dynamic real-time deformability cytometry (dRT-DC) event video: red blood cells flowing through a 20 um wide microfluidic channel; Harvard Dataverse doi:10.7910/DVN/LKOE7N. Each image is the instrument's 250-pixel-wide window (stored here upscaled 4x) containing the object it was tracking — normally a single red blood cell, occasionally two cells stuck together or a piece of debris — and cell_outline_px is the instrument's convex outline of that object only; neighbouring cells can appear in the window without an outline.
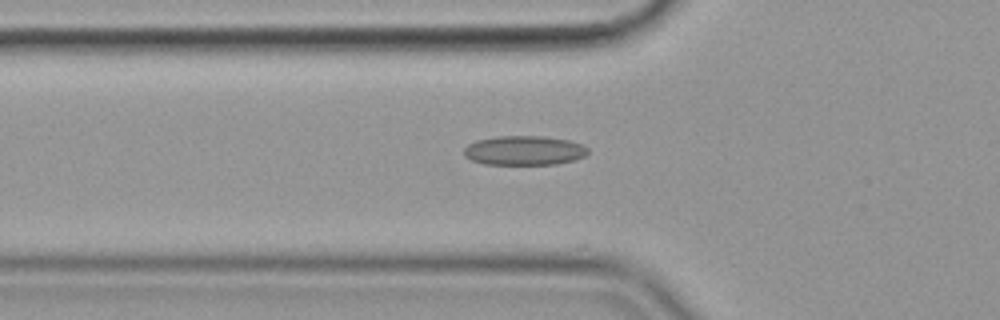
{"species": "common noctule bat (a hibernating species)", "species_latin": "Nyctalus noctula", "temperature_condition": "cold", "stored_images_in_passage": 23, "camera_frame_rate_fps": 3000, "um_per_image_px": 0.085, "animal": {"sex": "female", "body_mass_g": 19.9}, "frame": {"image": 1, "passage_image": 19, "time_ms": 6.0, "image_size_px": [1000, 320], "cell_outline_px": [[588, 152], [584, 156], [572, 160], [556, 164], [484, 164], [472, 160], [464, 156], [464, 148], [468, 144], [476, 140], [496, 136], [544, 136], [568, 140], [584, 144], [588, 148]], "centroid_in_image_um": [44.55, 12.78], "position_along_channel_um": 81.3, "area_um2": 21.27}}
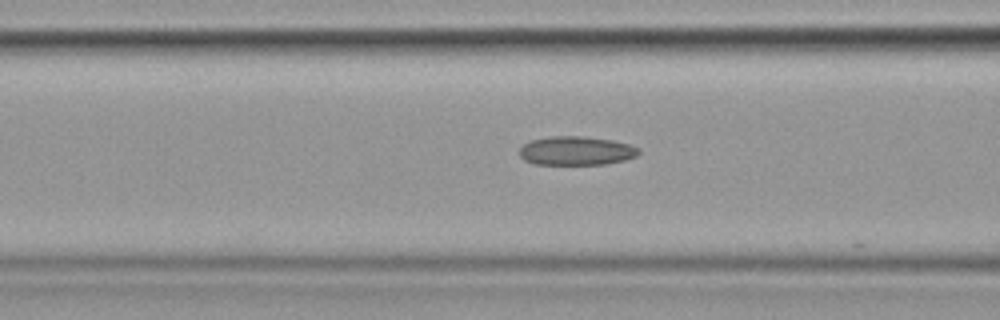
{"frame": {"image": 2, "passage_image": 22, "time_ms": 7.0, "image_size_px": [1000, 320], "cell_outline_px": [[640, 152], [636, 156], [624, 160], [604, 164], [536, 164], [524, 160], [520, 156], [520, 148], [524, 144], [532, 140], [552, 136], [584, 136], [612, 140], [628, 144], [640, 148]], "centroid_in_image_um": [48.99, 12.81], "position_along_channel_um": 117.6, "area_um2": 19.94}}